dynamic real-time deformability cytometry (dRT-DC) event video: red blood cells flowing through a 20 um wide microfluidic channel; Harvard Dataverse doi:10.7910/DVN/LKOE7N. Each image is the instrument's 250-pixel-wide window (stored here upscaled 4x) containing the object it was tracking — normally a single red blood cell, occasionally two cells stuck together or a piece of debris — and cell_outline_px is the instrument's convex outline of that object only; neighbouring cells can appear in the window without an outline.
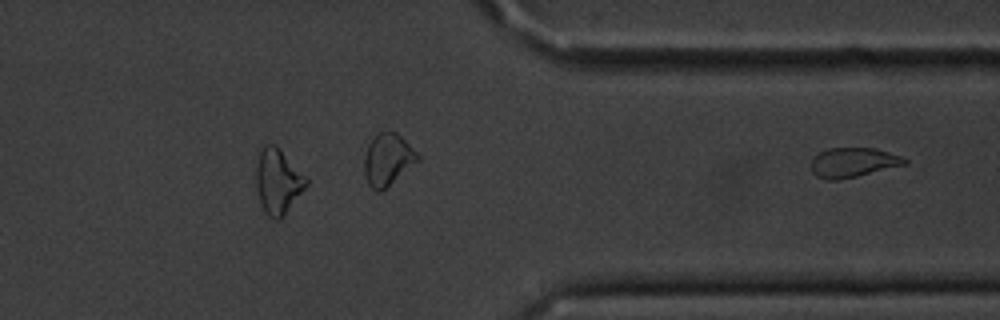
{"species": "common noctule bat (a hibernating species)", "species_latin": "Nyctalus noctula", "temperature_condition": "cold", "stored_images_in_passage": 29, "camera_frame_rate_fps": 3000, "um_per_image_px": 0.085, "animal": {"sex": "male", "body_mass_g": 20.1, "forearm_length_mm": 53.5}, "frame": {"image": 1, "passage_image": 29, "time_ms": 9.333, "image_size_px": [1000, 320], "cell_outline_px": [[908, 164], [840, 180], [828, 180], [816, 176], [812, 172], [812, 156], [828, 148], [876, 148], [900, 156], [908, 160]], "centroid_in_image_um": [72.51, 13.81], "position_along_channel_um": 338.9, "area_um2": 16.18}}